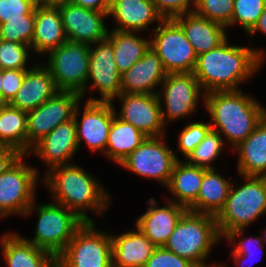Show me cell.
<instances>
[{"label": "cell", "instance_id": "cell-1", "mask_svg": "<svg viewBox=\"0 0 266 267\" xmlns=\"http://www.w3.org/2000/svg\"><path fill=\"white\" fill-rule=\"evenodd\" d=\"M228 42L227 38L218 47L197 56L193 73L205 93L240 90V83L254 76L265 61L264 50Z\"/></svg>", "mask_w": 266, "mask_h": 267}, {"label": "cell", "instance_id": "cell-2", "mask_svg": "<svg viewBox=\"0 0 266 267\" xmlns=\"http://www.w3.org/2000/svg\"><path fill=\"white\" fill-rule=\"evenodd\" d=\"M85 170L71 162L50 168L41 179L52 193L53 202L65 206L84 222H93L86 211L101 217L112 201L101 182Z\"/></svg>", "mask_w": 266, "mask_h": 267}, {"label": "cell", "instance_id": "cell-3", "mask_svg": "<svg viewBox=\"0 0 266 267\" xmlns=\"http://www.w3.org/2000/svg\"><path fill=\"white\" fill-rule=\"evenodd\" d=\"M212 130L222 134L234 149L243 142L266 116V109L242 90L211 91L205 93Z\"/></svg>", "mask_w": 266, "mask_h": 267}, {"label": "cell", "instance_id": "cell-4", "mask_svg": "<svg viewBox=\"0 0 266 267\" xmlns=\"http://www.w3.org/2000/svg\"><path fill=\"white\" fill-rule=\"evenodd\" d=\"M219 240L221 236L214 215L187 210L163 247L196 267H214L219 264L207 265L205 260Z\"/></svg>", "mask_w": 266, "mask_h": 267}, {"label": "cell", "instance_id": "cell-5", "mask_svg": "<svg viewBox=\"0 0 266 267\" xmlns=\"http://www.w3.org/2000/svg\"><path fill=\"white\" fill-rule=\"evenodd\" d=\"M243 185L232 183L224 207L215 216L221 238L245 229L266 213V177L241 176Z\"/></svg>", "mask_w": 266, "mask_h": 267}, {"label": "cell", "instance_id": "cell-6", "mask_svg": "<svg viewBox=\"0 0 266 267\" xmlns=\"http://www.w3.org/2000/svg\"><path fill=\"white\" fill-rule=\"evenodd\" d=\"M35 200L24 216L36 212L35 235L28 240L56 257L65 249L76 230L84 223L74 212L55 202L35 205Z\"/></svg>", "mask_w": 266, "mask_h": 267}, {"label": "cell", "instance_id": "cell-7", "mask_svg": "<svg viewBox=\"0 0 266 267\" xmlns=\"http://www.w3.org/2000/svg\"><path fill=\"white\" fill-rule=\"evenodd\" d=\"M59 267H111V233L96 230L94 222H84L65 249L57 256Z\"/></svg>", "mask_w": 266, "mask_h": 267}, {"label": "cell", "instance_id": "cell-8", "mask_svg": "<svg viewBox=\"0 0 266 267\" xmlns=\"http://www.w3.org/2000/svg\"><path fill=\"white\" fill-rule=\"evenodd\" d=\"M47 54L48 62L44 64H47L57 89L81 95L88 88L90 45L67 40Z\"/></svg>", "mask_w": 266, "mask_h": 267}, {"label": "cell", "instance_id": "cell-9", "mask_svg": "<svg viewBox=\"0 0 266 267\" xmlns=\"http://www.w3.org/2000/svg\"><path fill=\"white\" fill-rule=\"evenodd\" d=\"M150 38V47L160 57L167 73L193 72L197 54L181 26L173 19H164Z\"/></svg>", "mask_w": 266, "mask_h": 267}, {"label": "cell", "instance_id": "cell-10", "mask_svg": "<svg viewBox=\"0 0 266 267\" xmlns=\"http://www.w3.org/2000/svg\"><path fill=\"white\" fill-rule=\"evenodd\" d=\"M25 156L23 154L6 172L0 174V218L13 214L24 216L35 200L39 173L38 169L24 163Z\"/></svg>", "mask_w": 266, "mask_h": 267}, {"label": "cell", "instance_id": "cell-11", "mask_svg": "<svg viewBox=\"0 0 266 267\" xmlns=\"http://www.w3.org/2000/svg\"><path fill=\"white\" fill-rule=\"evenodd\" d=\"M166 137H147L119 165L131 173L159 181L167 187L176 162L175 152L166 145Z\"/></svg>", "mask_w": 266, "mask_h": 267}, {"label": "cell", "instance_id": "cell-12", "mask_svg": "<svg viewBox=\"0 0 266 267\" xmlns=\"http://www.w3.org/2000/svg\"><path fill=\"white\" fill-rule=\"evenodd\" d=\"M161 86L162 88L157 92L165 126L167 122L170 123L193 114L198 106L199 98H203L204 102L205 92L193 72L168 73ZM163 104L166 110H163Z\"/></svg>", "mask_w": 266, "mask_h": 267}, {"label": "cell", "instance_id": "cell-13", "mask_svg": "<svg viewBox=\"0 0 266 267\" xmlns=\"http://www.w3.org/2000/svg\"><path fill=\"white\" fill-rule=\"evenodd\" d=\"M81 95L72 91H58L53 97L27 112V154L57 125L74 118Z\"/></svg>", "mask_w": 266, "mask_h": 267}, {"label": "cell", "instance_id": "cell-14", "mask_svg": "<svg viewBox=\"0 0 266 267\" xmlns=\"http://www.w3.org/2000/svg\"><path fill=\"white\" fill-rule=\"evenodd\" d=\"M97 44V46H95ZM95 47H94V46ZM90 45L88 81H92L89 88H85L81 98L86 96L88 89L98 90L101 97H90V102H112L121 94V74L119 73L112 42L105 38ZM93 46V47H92Z\"/></svg>", "mask_w": 266, "mask_h": 267}, {"label": "cell", "instance_id": "cell-15", "mask_svg": "<svg viewBox=\"0 0 266 267\" xmlns=\"http://www.w3.org/2000/svg\"><path fill=\"white\" fill-rule=\"evenodd\" d=\"M117 98L121 108L119 112L115 109V115L119 119L132 124L147 137L165 136L158 94L121 93Z\"/></svg>", "mask_w": 266, "mask_h": 267}, {"label": "cell", "instance_id": "cell-16", "mask_svg": "<svg viewBox=\"0 0 266 267\" xmlns=\"http://www.w3.org/2000/svg\"><path fill=\"white\" fill-rule=\"evenodd\" d=\"M85 103L81 119L78 118L80 103L74 111L79 148L81 142L84 141L91 152L101 150L105 155L108 135L115 115V106L112 102L86 101Z\"/></svg>", "mask_w": 266, "mask_h": 267}, {"label": "cell", "instance_id": "cell-17", "mask_svg": "<svg viewBox=\"0 0 266 267\" xmlns=\"http://www.w3.org/2000/svg\"><path fill=\"white\" fill-rule=\"evenodd\" d=\"M57 7L68 40L91 45L107 38L109 29L104 19L109 12L87 9L72 2Z\"/></svg>", "mask_w": 266, "mask_h": 267}, {"label": "cell", "instance_id": "cell-18", "mask_svg": "<svg viewBox=\"0 0 266 267\" xmlns=\"http://www.w3.org/2000/svg\"><path fill=\"white\" fill-rule=\"evenodd\" d=\"M79 150L75 119L57 125L30 150L48 165V170L58 165L70 164Z\"/></svg>", "mask_w": 266, "mask_h": 267}, {"label": "cell", "instance_id": "cell-19", "mask_svg": "<svg viewBox=\"0 0 266 267\" xmlns=\"http://www.w3.org/2000/svg\"><path fill=\"white\" fill-rule=\"evenodd\" d=\"M167 205L159 207L155 198L147 201V211L135 222L137 227L156 247H162L175 229L182 215L188 210L175 202L166 201Z\"/></svg>", "mask_w": 266, "mask_h": 267}, {"label": "cell", "instance_id": "cell-20", "mask_svg": "<svg viewBox=\"0 0 266 267\" xmlns=\"http://www.w3.org/2000/svg\"><path fill=\"white\" fill-rule=\"evenodd\" d=\"M167 74L160 57L149 47L144 56L121 75V93L158 94L155 89L161 86Z\"/></svg>", "mask_w": 266, "mask_h": 267}, {"label": "cell", "instance_id": "cell-21", "mask_svg": "<svg viewBox=\"0 0 266 267\" xmlns=\"http://www.w3.org/2000/svg\"><path fill=\"white\" fill-rule=\"evenodd\" d=\"M58 91L45 64H35L26 70L20 89L8 104L28 112L46 102Z\"/></svg>", "mask_w": 266, "mask_h": 267}, {"label": "cell", "instance_id": "cell-22", "mask_svg": "<svg viewBox=\"0 0 266 267\" xmlns=\"http://www.w3.org/2000/svg\"><path fill=\"white\" fill-rule=\"evenodd\" d=\"M108 16L117 23L114 30L136 32L138 35L150 24L159 25L164 20L152 0L117 1L110 7Z\"/></svg>", "mask_w": 266, "mask_h": 267}, {"label": "cell", "instance_id": "cell-23", "mask_svg": "<svg viewBox=\"0 0 266 267\" xmlns=\"http://www.w3.org/2000/svg\"><path fill=\"white\" fill-rule=\"evenodd\" d=\"M1 251L8 267H55L57 257L36 247L18 233L7 232L0 238Z\"/></svg>", "mask_w": 266, "mask_h": 267}, {"label": "cell", "instance_id": "cell-24", "mask_svg": "<svg viewBox=\"0 0 266 267\" xmlns=\"http://www.w3.org/2000/svg\"><path fill=\"white\" fill-rule=\"evenodd\" d=\"M173 19L181 26L197 55L218 47L227 39L225 26L195 12L180 14Z\"/></svg>", "mask_w": 266, "mask_h": 267}, {"label": "cell", "instance_id": "cell-25", "mask_svg": "<svg viewBox=\"0 0 266 267\" xmlns=\"http://www.w3.org/2000/svg\"><path fill=\"white\" fill-rule=\"evenodd\" d=\"M68 40L57 6H35V28L31 49L46 54ZM34 50V51H33Z\"/></svg>", "mask_w": 266, "mask_h": 267}, {"label": "cell", "instance_id": "cell-26", "mask_svg": "<svg viewBox=\"0 0 266 267\" xmlns=\"http://www.w3.org/2000/svg\"><path fill=\"white\" fill-rule=\"evenodd\" d=\"M112 237V258L116 267H144L156 246L136 227Z\"/></svg>", "mask_w": 266, "mask_h": 267}, {"label": "cell", "instance_id": "cell-27", "mask_svg": "<svg viewBox=\"0 0 266 267\" xmlns=\"http://www.w3.org/2000/svg\"><path fill=\"white\" fill-rule=\"evenodd\" d=\"M233 151L239 156V175L266 177V116Z\"/></svg>", "mask_w": 266, "mask_h": 267}, {"label": "cell", "instance_id": "cell-28", "mask_svg": "<svg viewBox=\"0 0 266 267\" xmlns=\"http://www.w3.org/2000/svg\"><path fill=\"white\" fill-rule=\"evenodd\" d=\"M205 168L178 160L174 166L167 190L173 199H167L187 209L197 200ZM176 198V199H174Z\"/></svg>", "mask_w": 266, "mask_h": 267}, {"label": "cell", "instance_id": "cell-29", "mask_svg": "<svg viewBox=\"0 0 266 267\" xmlns=\"http://www.w3.org/2000/svg\"><path fill=\"white\" fill-rule=\"evenodd\" d=\"M216 171L215 168H205L197 200L189 211L216 216L224 207L232 182Z\"/></svg>", "mask_w": 266, "mask_h": 267}, {"label": "cell", "instance_id": "cell-30", "mask_svg": "<svg viewBox=\"0 0 266 267\" xmlns=\"http://www.w3.org/2000/svg\"><path fill=\"white\" fill-rule=\"evenodd\" d=\"M141 131L132 124L114 115L105 150V156L118 165L133 152L145 139Z\"/></svg>", "mask_w": 266, "mask_h": 267}, {"label": "cell", "instance_id": "cell-31", "mask_svg": "<svg viewBox=\"0 0 266 267\" xmlns=\"http://www.w3.org/2000/svg\"><path fill=\"white\" fill-rule=\"evenodd\" d=\"M107 38L112 42L116 66L121 75L140 60L150 47V39L138 37L136 32L112 29Z\"/></svg>", "mask_w": 266, "mask_h": 267}, {"label": "cell", "instance_id": "cell-32", "mask_svg": "<svg viewBox=\"0 0 266 267\" xmlns=\"http://www.w3.org/2000/svg\"><path fill=\"white\" fill-rule=\"evenodd\" d=\"M0 146L27 155V112L9 104L0 108Z\"/></svg>", "mask_w": 266, "mask_h": 267}, {"label": "cell", "instance_id": "cell-33", "mask_svg": "<svg viewBox=\"0 0 266 267\" xmlns=\"http://www.w3.org/2000/svg\"><path fill=\"white\" fill-rule=\"evenodd\" d=\"M223 141V136L211 129L200 144L189 154L186 162L207 169L215 168V166H211V163L222 154L225 143Z\"/></svg>", "mask_w": 266, "mask_h": 267}, {"label": "cell", "instance_id": "cell-34", "mask_svg": "<svg viewBox=\"0 0 266 267\" xmlns=\"http://www.w3.org/2000/svg\"><path fill=\"white\" fill-rule=\"evenodd\" d=\"M244 230L245 229H237V230L231 231L230 233H228L224 237V239H227L228 243L231 242L230 243L231 246H234V250L231 252L232 253L231 255L234 258L233 263H235L233 266L237 265L238 267L239 266L242 267L244 264H246V262L248 260H250V259H252V257L256 256L255 252H254L255 248H257L256 252H259L261 254H262L263 249H264V243L265 242L262 241L261 236H257V237H250L249 236L248 238H244V237H242V235H244L243 234ZM237 239H240V240L236 245ZM261 254H260V256H261ZM252 260H254V259H252ZM243 267H245V265Z\"/></svg>", "mask_w": 266, "mask_h": 267}, {"label": "cell", "instance_id": "cell-35", "mask_svg": "<svg viewBox=\"0 0 266 267\" xmlns=\"http://www.w3.org/2000/svg\"><path fill=\"white\" fill-rule=\"evenodd\" d=\"M35 28V15H23V18L8 19L0 24V40L32 44Z\"/></svg>", "mask_w": 266, "mask_h": 267}, {"label": "cell", "instance_id": "cell-36", "mask_svg": "<svg viewBox=\"0 0 266 267\" xmlns=\"http://www.w3.org/2000/svg\"><path fill=\"white\" fill-rule=\"evenodd\" d=\"M266 8V0H234L230 26L240 24L248 33Z\"/></svg>", "mask_w": 266, "mask_h": 267}, {"label": "cell", "instance_id": "cell-37", "mask_svg": "<svg viewBox=\"0 0 266 267\" xmlns=\"http://www.w3.org/2000/svg\"><path fill=\"white\" fill-rule=\"evenodd\" d=\"M234 0H197L194 12L226 28L230 26Z\"/></svg>", "mask_w": 266, "mask_h": 267}, {"label": "cell", "instance_id": "cell-38", "mask_svg": "<svg viewBox=\"0 0 266 267\" xmlns=\"http://www.w3.org/2000/svg\"><path fill=\"white\" fill-rule=\"evenodd\" d=\"M31 46L0 40V68L2 70H28Z\"/></svg>", "mask_w": 266, "mask_h": 267}, {"label": "cell", "instance_id": "cell-39", "mask_svg": "<svg viewBox=\"0 0 266 267\" xmlns=\"http://www.w3.org/2000/svg\"><path fill=\"white\" fill-rule=\"evenodd\" d=\"M211 129L209 121H197L186 125L180 131L177 144L185 159L200 144Z\"/></svg>", "mask_w": 266, "mask_h": 267}, {"label": "cell", "instance_id": "cell-40", "mask_svg": "<svg viewBox=\"0 0 266 267\" xmlns=\"http://www.w3.org/2000/svg\"><path fill=\"white\" fill-rule=\"evenodd\" d=\"M36 5L37 0H0V24L23 15H35Z\"/></svg>", "mask_w": 266, "mask_h": 267}, {"label": "cell", "instance_id": "cell-41", "mask_svg": "<svg viewBox=\"0 0 266 267\" xmlns=\"http://www.w3.org/2000/svg\"><path fill=\"white\" fill-rule=\"evenodd\" d=\"M144 267H196L189 260L178 256L166 248L156 247Z\"/></svg>", "mask_w": 266, "mask_h": 267}, {"label": "cell", "instance_id": "cell-42", "mask_svg": "<svg viewBox=\"0 0 266 267\" xmlns=\"http://www.w3.org/2000/svg\"><path fill=\"white\" fill-rule=\"evenodd\" d=\"M164 19L194 12L197 0H152ZM192 5V6H191Z\"/></svg>", "mask_w": 266, "mask_h": 267}, {"label": "cell", "instance_id": "cell-43", "mask_svg": "<svg viewBox=\"0 0 266 267\" xmlns=\"http://www.w3.org/2000/svg\"><path fill=\"white\" fill-rule=\"evenodd\" d=\"M26 74L24 69L3 70L1 103L8 104L20 89Z\"/></svg>", "mask_w": 266, "mask_h": 267}, {"label": "cell", "instance_id": "cell-44", "mask_svg": "<svg viewBox=\"0 0 266 267\" xmlns=\"http://www.w3.org/2000/svg\"><path fill=\"white\" fill-rule=\"evenodd\" d=\"M23 154L7 146H0V174L6 172Z\"/></svg>", "mask_w": 266, "mask_h": 267}, {"label": "cell", "instance_id": "cell-45", "mask_svg": "<svg viewBox=\"0 0 266 267\" xmlns=\"http://www.w3.org/2000/svg\"><path fill=\"white\" fill-rule=\"evenodd\" d=\"M71 2L75 5L99 12H109L110 9L107 0H71Z\"/></svg>", "mask_w": 266, "mask_h": 267}, {"label": "cell", "instance_id": "cell-46", "mask_svg": "<svg viewBox=\"0 0 266 267\" xmlns=\"http://www.w3.org/2000/svg\"><path fill=\"white\" fill-rule=\"evenodd\" d=\"M257 32H261L264 35L266 34V8L263 10V13L259 17L254 27L247 34L249 36L254 37V35H256Z\"/></svg>", "mask_w": 266, "mask_h": 267}, {"label": "cell", "instance_id": "cell-47", "mask_svg": "<svg viewBox=\"0 0 266 267\" xmlns=\"http://www.w3.org/2000/svg\"><path fill=\"white\" fill-rule=\"evenodd\" d=\"M67 2H71V0H37V4L43 6H58Z\"/></svg>", "mask_w": 266, "mask_h": 267}, {"label": "cell", "instance_id": "cell-48", "mask_svg": "<svg viewBox=\"0 0 266 267\" xmlns=\"http://www.w3.org/2000/svg\"><path fill=\"white\" fill-rule=\"evenodd\" d=\"M2 77H3V70L0 68V102H1V90H2Z\"/></svg>", "mask_w": 266, "mask_h": 267}, {"label": "cell", "instance_id": "cell-49", "mask_svg": "<svg viewBox=\"0 0 266 267\" xmlns=\"http://www.w3.org/2000/svg\"><path fill=\"white\" fill-rule=\"evenodd\" d=\"M117 1H120V0H107L109 7H111Z\"/></svg>", "mask_w": 266, "mask_h": 267}, {"label": "cell", "instance_id": "cell-50", "mask_svg": "<svg viewBox=\"0 0 266 267\" xmlns=\"http://www.w3.org/2000/svg\"><path fill=\"white\" fill-rule=\"evenodd\" d=\"M264 232H262V233H264L263 234V236H261V238H262V241H266V230H263Z\"/></svg>", "mask_w": 266, "mask_h": 267}, {"label": "cell", "instance_id": "cell-51", "mask_svg": "<svg viewBox=\"0 0 266 267\" xmlns=\"http://www.w3.org/2000/svg\"><path fill=\"white\" fill-rule=\"evenodd\" d=\"M214 267H227V265H225V264H221V263H219V265H217V266H214Z\"/></svg>", "mask_w": 266, "mask_h": 267}]
</instances>
